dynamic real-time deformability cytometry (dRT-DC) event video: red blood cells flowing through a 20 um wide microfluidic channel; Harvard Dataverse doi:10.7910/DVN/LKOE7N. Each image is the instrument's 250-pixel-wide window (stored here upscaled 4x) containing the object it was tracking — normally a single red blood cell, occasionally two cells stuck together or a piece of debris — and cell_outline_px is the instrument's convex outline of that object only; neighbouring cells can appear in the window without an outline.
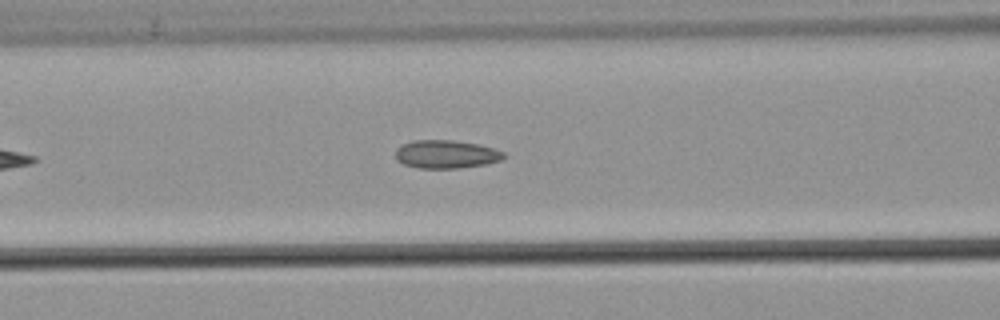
{"species": "common noctule bat (a hibernating species)", "species_latin": "Nyctalus noctula", "temperature_condition": "warm", "stored_images_in_passage": 31, "camera_frame_rate_fps": 3000, "um_per_image_px": 0.085, "animal": {"sex": "male", "body_mass_g": 21.5, "forearm_length_mm": 52.0}, "frame": {"image": 1, "passage_image": 10, "time_ms": 3.0, "image_size_px": [1000, 320], "cell_outline_px": [[508, 156], [500, 160], [484, 164], [456, 168], [420, 168], [404, 164], [396, 160], [396, 148], [404, 144], [416, 140], [452, 140], [480, 144], [504, 152]], "centroid_in_image_um": [37.93, 13.1], "position_along_channel_um": 128.7, "area_um2": 17.69}, "authors_computed_cell_mechanics": {"area_um2": 17.1088, "velocity_mm_per_s": 3.8237, "shape_relaxation_time_tau1_ms": null, "shape_relaxation_time_tau2_ms": 2.391, "deformation_change_tau1": null, "deformation_change_tau2": 0.078}}